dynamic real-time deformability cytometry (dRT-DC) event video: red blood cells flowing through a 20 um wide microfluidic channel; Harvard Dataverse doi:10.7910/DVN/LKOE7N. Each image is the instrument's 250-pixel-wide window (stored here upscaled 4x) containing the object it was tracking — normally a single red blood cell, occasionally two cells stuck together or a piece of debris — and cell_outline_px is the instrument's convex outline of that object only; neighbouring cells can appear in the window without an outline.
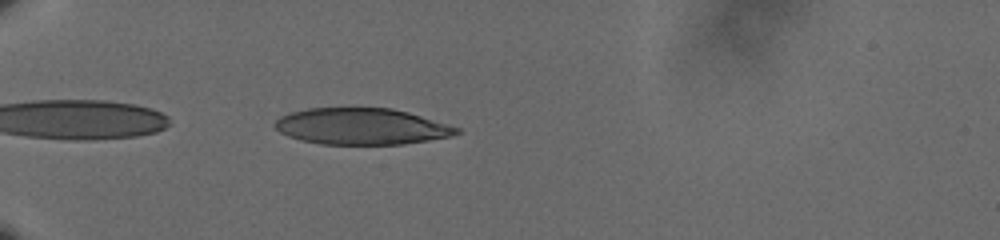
{"species": "human", "species_latin": "Homo sapiens", "temperature_condition": "cold", "stored_images_in_passage": 41, "camera_frame_rate_fps": 3000, "um_per_image_px": 0.085, "donor": {"sex": "male"}, "frame": {"image": 1, "passage_image": 2, "time_ms": 0.333, "image_size_px": [1000, 240], "cell_outline_px": [[460, 132], [452, 136], [404, 144], [320, 144], [288, 136], [280, 132], [272, 124], [280, 116], [292, 112], [308, 108], [392, 108], [408, 112], [460, 128]], "centroid_in_image_um": [30.72, 10.74], "position_along_channel_um": 54.3, "area_um2": 38.32}}
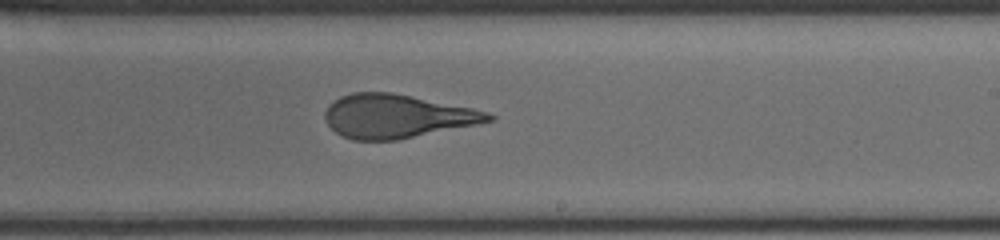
{"frame": {"image": 2, "passage_image": 21, "time_ms": 6.667, "image_size_px": [1000, 240], "cell_outline_px": [[496, 116], [492, 120], [476, 124], [396, 140], [352, 140], [336, 132], [328, 124], [324, 116], [324, 112], [328, 104], [340, 96], [352, 92], [392, 92], [472, 108], [488, 112]], "centroid_in_image_um": [33.69, 9.87], "position_along_channel_um": 255.3, "area_um2": 41.27}}
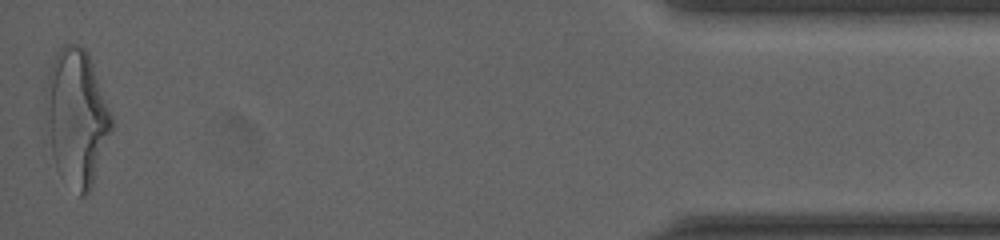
{"frame": {"image": 3, "passage_image": 41, "time_ms": 13.333, "image_size_px": [1000, 240], "cell_outline_px": [[112, 128], [92, 188], [84, 196], [80, 196], [60, 176], [56, 168], [52, 152], [44, 96], [44, 88], [52, 60], [56, 52], [64, 44], [76, 44], [84, 48], [88, 52], [112, 116]], "centroid_in_image_um": [6.5, 9.96], "position_along_channel_um": 428.7, "area_um2": 52.08}, "authors_computed_cell_mechanics": {"area_um2": 42.194, "velocity_mm_per_s": 3.6228, "shape_relaxation_time_tau1_ms": 6.4789, "shape_relaxation_time_tau2_ms": 1.2662, "deformation_change_tau1": 0.2337, "deformation_change_tau2": 0.1113}}